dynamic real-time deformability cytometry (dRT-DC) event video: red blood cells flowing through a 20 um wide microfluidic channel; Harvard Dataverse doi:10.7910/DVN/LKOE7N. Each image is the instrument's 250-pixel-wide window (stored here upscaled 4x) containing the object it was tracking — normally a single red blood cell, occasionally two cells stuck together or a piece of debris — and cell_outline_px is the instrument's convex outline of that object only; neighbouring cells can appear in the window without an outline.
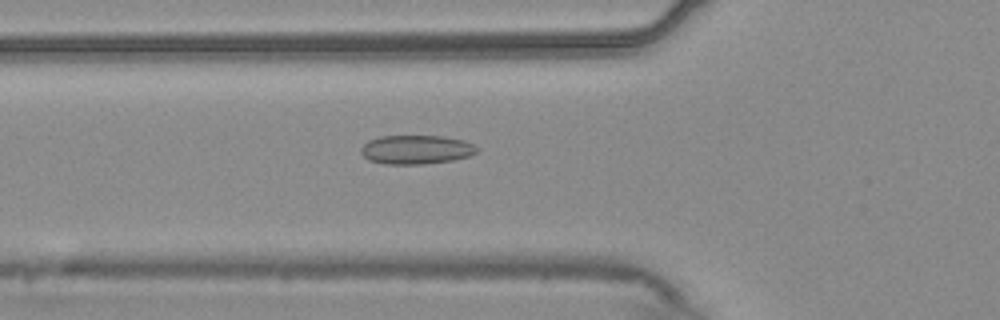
{"species": "common noctule bat (a hibernating species)", "species_latin": "Nyctalus noctula", "temperature_condition": "warm", "stored_images_in_passage": 38, "camera_frame_rate_fps": 3000, "um_per_image_px": 0.085, "animal": {"sex": "male", "body_mass_g": 20.4}, "frame": {"image": 1, "passage_image": 3, "time_ms": 0.667, "image_size_px": [1000, 320], "cell_outline_px": [[476, 152], [468, 156], [452, 160], [424, 164], [384, 164], [368, 160], [360, 152], [360, 148], [368, 140], [380, 136], [444, 136], [464, 140], [472, 144], [476, 148]], "centroid_in_image_um": [35.32, 12.71], "position_along_channel_um": 90.5, "area_um2": 19.54}}
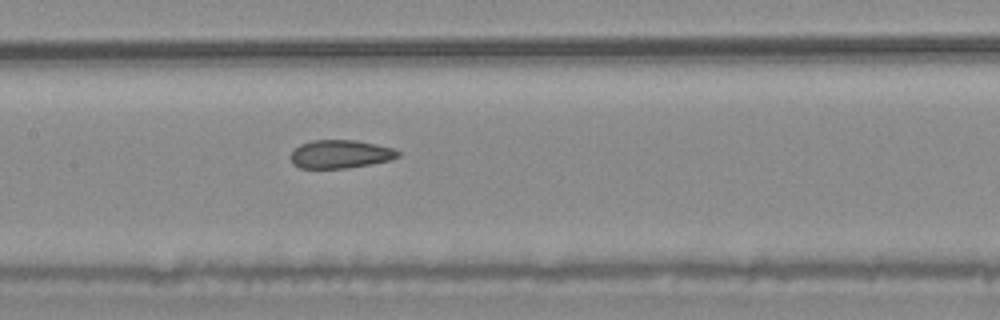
{"frame": {"image": 2, "passage_image": 10, "time_ms": 3.0, "image_size_px": [1000, 320], "cell_outline_px": [[400, 156], [388, 160], [348, 168], [300, 168], [292, 164], [292, 152], [300, 144], [312, 140], [356, 140], [392, 148], [400, 152]], "centroid_in_image_um": [28.91, 13.1], "position_along_channel_um": 178.5, "area_um2": 17.46}}
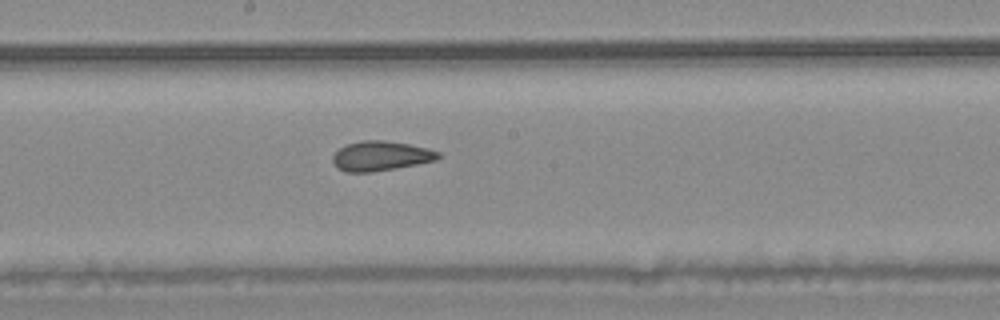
{"frame": {"image": 3, "passage_image": 13, "time_ms": 4.0, "image_size_px": [1000, 320], "cell_outline_px": [[440, 156], [436, 160], [396, 168], [372, 172], [344, 172], [336, 168], [332, 160], [332, 156], [340, 148], [348, 144], [364, 140], [384, 140], [408, 144], [428, 148], [440, 152]], "centroid_in_image_um": [32.35, 13.26], "position_along_channel_um": 215.9, "area_um2": 18.21}, "authors_computed_cell_mechanics": {"area_um2": 18.5249, "velocity_mm_per_s": 3.7396, "shape_relaxation_time_tau1_ms": null, "shape_relaxation_time_tau2_ms": 1.8108, "deformation_change_tau1": null, "deformation_change_tau2": 0.0883}}